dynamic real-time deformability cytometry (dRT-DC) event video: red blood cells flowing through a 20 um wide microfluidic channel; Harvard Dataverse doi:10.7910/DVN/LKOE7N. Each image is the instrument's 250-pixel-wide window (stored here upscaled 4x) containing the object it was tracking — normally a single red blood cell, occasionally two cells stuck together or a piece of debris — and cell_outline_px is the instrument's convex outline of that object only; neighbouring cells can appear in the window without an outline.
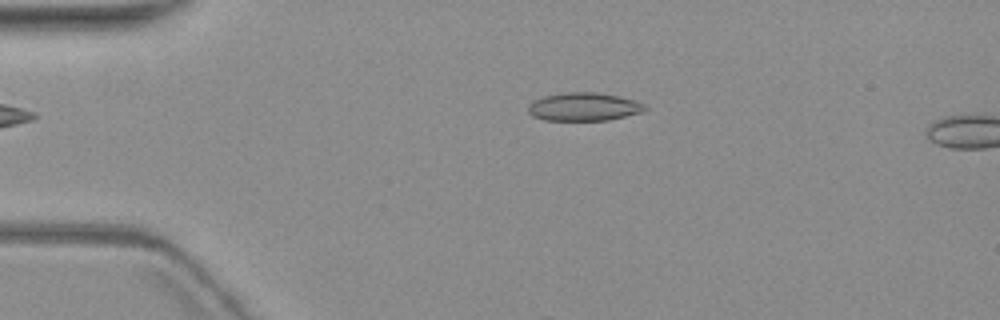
{"species": "common noctule bat (a hibernating species)", "species_latin": "Nyctalus noctula", "temperature_condition": "warm", "stored_images_in_passage": 3, "camera_frame_rate_fps": 3000, "um_per_image_px": 0.085, "animal": {"sex": "female", "body_mass_g": 19.3, "forearm_length_mm": 54.1}, "frame": {"image": 1, "passage_image": 3, "time_ms": 2.333, "image_size_px": [1000, 320], "cell_outline_px": [[648, 108], [640, 112], [608, 120], [544, 120], [532, 116], [528, 112], [528, 104], [544, 96], [568, 92], [596, 92], [616, 96], [632, 100], [644, 104]], "centroid_in_image_um": [49.58, 9.08], "position_along_channel_um": 35.4, "area_um2": 18.9}}